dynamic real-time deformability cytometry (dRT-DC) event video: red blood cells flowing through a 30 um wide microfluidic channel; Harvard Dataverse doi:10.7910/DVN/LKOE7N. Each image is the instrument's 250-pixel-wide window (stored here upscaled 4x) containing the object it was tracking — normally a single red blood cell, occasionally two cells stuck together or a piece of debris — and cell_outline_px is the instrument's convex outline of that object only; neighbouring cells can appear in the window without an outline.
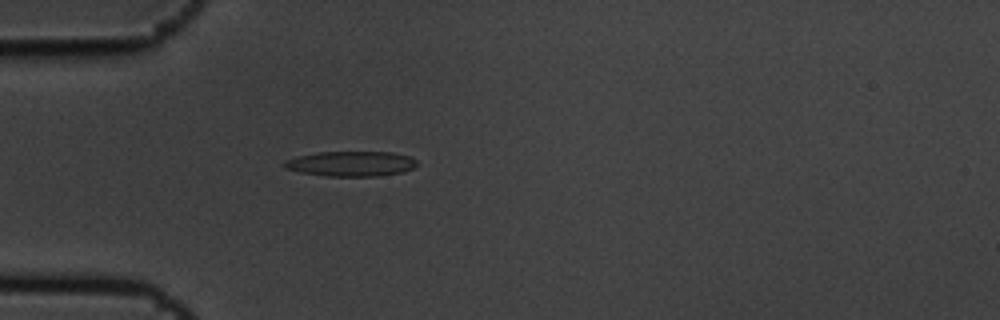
{"species": "common noctule bat (a hibernating species)", "species_latin": "Nyctalus noctula", "temperature_condition": "cold", "stored_images_in_passage": 1, "camera_frame_rate_fps": 3000, "um_per_image_px": 0.085, "animal": {"sex": "male", "body_mass_g": 19.5, "forearm_length_mm": 54.6}, "frame": {"image": 1, "passage_image": 1, "time_ms": 0.0, "image_size_px": [1000, 320], "cell_outline_px": [[420, 164], [404, 172], [376, 176], [324, 176], [300, 172], [284, 168], [284, 160], [296, 156], [316, 152], [392, 152], [412, 156]], "centroid_in_image_um": [29.86, 13.91], "position_along_channel_um": 55.1, "area_um2": 19.65}}